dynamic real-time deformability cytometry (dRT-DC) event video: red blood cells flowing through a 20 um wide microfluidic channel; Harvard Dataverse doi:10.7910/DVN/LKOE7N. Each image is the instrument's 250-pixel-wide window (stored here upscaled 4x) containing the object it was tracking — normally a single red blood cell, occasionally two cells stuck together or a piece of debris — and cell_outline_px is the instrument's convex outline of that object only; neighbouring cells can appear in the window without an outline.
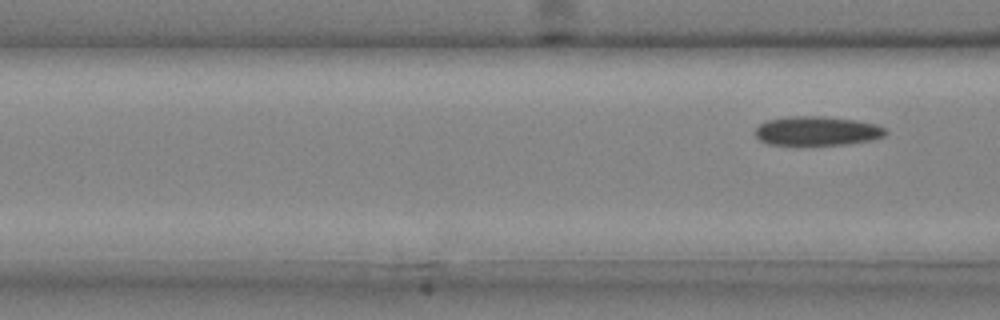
{"species": "common noctule bat (a hibernating species)", "species_latin": "Nyctalus noctula", "temperature_condition": "cold", "stored_images_in_passage": 4, "camera_frame_rate_fps": 3000, "um_per_image_px": 0.085, "animal": {"sex": "male", "body_mass_g": 20.4}, "frame": {"image": 1, "passage_image": 4, "time_ms": 1.0, "image_size_px": [1000, 320], "cell_outline_px": [[888, 132], [884, 136], [872, 140], [848, 144], [804, 148], [768, 144], [760, 140], [756, 136], [756, 128], [764, 120], [788, 116], [824, 116], [856, 120], [876, 124], [884, 128]], "centroid_in_image_um": [69.41, 11.17], "position_along_channel_um": 97.2, "area_um2": 23.29}}